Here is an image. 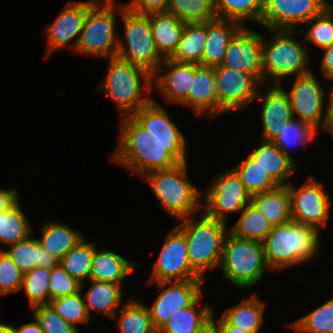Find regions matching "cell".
<instances>
[{"instance_id":"47","label":"cell","mask_w":333,"mask_h":333,"mask_svg":"<svg viewBox=\"0 0 333 333\" xmlns=\"http://www.w3.org/2000/svg\"><path fill=\"white\" fill-rule=\"evenodd\" d=\"M23 273L10 257L0 250V295L13 294L21 291Z\"/></svg>"},{"instance_id":"12","label":"cell","mask_w":333,"mask_h":333,"mask_svg":"<svg viewBox=\"0 0 333 333\" xmlns=\"http://www.w3.org/2000/svg\"><path fill=\"white\" fill-rule=\"evenodd\" d=\"M214 73L218 84V116L246 109L249 104L254 103L263 83L255 75L221 65L214 67Z\"/></svg>"},{"instance_id":"23","label":"cell","mask_w":333,"mask_h":333,"mask_svg":"<svg viewBox=\"0 0 333 333\" xmlns=\"http://www.w3.org/2000/svg\"><path fill=\"white\" fill-rule=\"evenodd\" d=\"M261 142V146L249 155L277 185H288L290 177L297 170L294 158L285 155L272 141Z\"/></svg>"},{"instance_id":"20","label":"cell","mask_w":333,"mask_h":333,"mask_svg":"<svg viewBox=\"0 0 333 333\" xmlns=\"http://www.w3.org/2000/svg\"><path fill=\"white\" fill-rule=\"evenodd\" d=\"M258 98L263 102L261 105L262 140L273 141L284 124L294 118L289 98L279 85H270L263 96L260 91L255 100Z\"/></svg>"},{"instance_id":"27","label":"cell","mask_w":333,"mask_h":333,"mask_svg":"<svg viewBox=\"0 0 333 333\" xmlns=\"http://www.w3.org/2000/svg\"><path fill=\"white\" fill-rule=\"evenodd\" d=\"M202 295L191 305L177 310L157 333H197L206 327L212 319L213 308L208 304L199 308Z\"/></svg>"},{"instance_id":"10","label":"cell","mask_w":333,"mask_h":333,"mask_svg":"<svg viewBox=\"0 0 333 333\" xmlns=\"http://www.w3.org/2000/svg\"><path fill=\"white\" fill-rule=\"evenodd\" d=\"M292 220L315 228L317 231L327 226L330 218V195L324 190V184L310 176L297 189L289 183Z\"/></svg>"},{"instance_id":"42","label":"cell","mask_w":333,"mask_h":333,"mask_svg":"<svg viewBox=\"0 0 333 333\" xmlns=\"http://www.w3.org/2000/svg\"><path fill=\"white\" fill-rule=\"evenodd\" d=\"M50 269L36 267L23 273L21 290L29 300L30 307L49 304V283Z\"/></svg>"},{"instance_id":"15","label":"cell","mask_w":333,"mask_h":333,"mask_svg":"<svg viewBox=\"0 0 333 333\" xmlns=\"http://www.w3.org/2000/svg\"><path fill=\"white\" fill-rule=\"evenodd\" d=\"M329 5L328 0H263L259 25L265 29L296 30Z\"/></svg>"},{"instance_id":"4","label":"cell","mask_w":333,"mask_h":333,"mask_svg":"<svg viewBox=\"0 0 333 333\" xmlns=\"http://www.w3.org/2000/svg\"><path fill=\"white\" fill-rule=\"evenodd\" d=\"M275 36L271 41L262 36L263 84L270 82L280 85L287 76H301L312 71L309 66L310 57L307 46L297 41L296 32L302 30L266 29ZM295 31V32H294Z\"/></svg>"},{"instance_id":"43","label":"cell","mask_w":333,"mask_h":333,"mask_svg":"<svg viewBox=\"0 0 333 333\" xmlns=\"http://www.w3.org/2000/svg\"><path fill=\"white\" fill-rule=\"evenodd\" d=\"M305 26L310 29L301 39L302 43L311 42L320 49L329 47L333 43V5L330 4L319 15L311 18Z\"/></svg>"},{"instance_id":"48","label":"cell","mask_w":333,"mask_h":333,"mask_svg":"<svg viewBox=\"0 0 333 333\" xmlns=\"http://www.w3.org/2000/svg\"><path fill=\"white\" fill-rule=\"evenodd\" d=\"M169 0H130L126 7L137 14L166 12Z\"/></svg>"},{"instance_id":"32","label":"cell","mask_w":333,"mask_h":333,"mask_svg":"<svg viewBox=\"0 0 333 333\" xmlns=\"http://www.w3.org/2000/svg\"><path fill=\"white\" fill-rule=\"evenodd\" d=\"M206 39L207 21L185 24L177 50L170 59L200 65Z\"/></svg>"},{"instance_id":"53","label":"cell","mask_w":333,"mask_h":333,"mask_svg":"<svg viewBox=\"0 0 333 333\" xmlns=\"http://www.w3.org/2000/svg\"><path fill=\"white\" fill-rule=\"evenodd\" d=\"M12 333H43V331L39 327L37 321L34 319L33 322L22 324L17 328L12 326Z\"/></svg>"},{"instance_id":"35","label":"cell","mask_w":333,"mask_h":333,"mask_svg":"<svg viewBox=\"0 0 333 333\" xmlns=\"http://www.w3.org/2000/svg\"><path fill=\"white\" fill-rule=\"evenodd\" d=\"M85 238H82L59 261V264L70 276L82 283V288L84 281H89L95 251V243L88 242Z\"/></svg>"},{"instance_id":"36","label":"cell","mask_w":333,"mask_h":333,"mask_svg":"<svg viewBox=\"0 0 333 333\" xmlns=\"http://www.w3.org/2000/svg\"><path fill=\"white\" fill-rule=\"evenodd\" d=\"M214 9L217 18L236 21L242 26L245 20L260 24L263 0H214Z\"/></svg>"},{"instance_id":"6","label":"cell","mask_w":333,"mask_h":333,"mask_svg":"<svg viewBox=\"0 0 333 333\" xmlns=\"http://www.w3.org/2000/svg\"><path fill=\"white\" fill-rule=\"evenodd\" d=\"M187 161L166 170L151 171L146 178L153 194L170 216L179 220L200 211L201 192L187 178Z\"/></svg>"},{"instance_id":"44","label":"cell","mask_w":333,"mask_h":333,"mask_svg":"<svg viewBox=\"0 0 333 333\" xmlns=\"http://www.w3.org/2000/svg\"><path fill=\"white\" fill-rule=\"evenodd\" d=\"M49 304L62 319L75 328L80 323L88 324L91 321L81 291L51 300Z\"/></svg>"},{"instance_id":"50","label":"cell","mask_w":333,"mask_h":333,"mask_svg":"<svg viewBox=\"0 0 333 333\" xmlns=\"http://www.w3.org/2000/svg\"><path fill=\"white\" fill-rule=\"evenodd\" d=\"M322 50H324L320 61L322 75L326 79L333 80V43Z\"/></svg>"},{"instance_id":"49","label":"cell","mask_w":333,"mask_h":333,"mask_svg":"<svg viewBox=\"0 0 333 333\" xmlns=\"http://www.w3.org/2000/svg\"><path fill=\"white\" fill-rule=\"evenodd\" d=\"M19 194L16 189H1L0 188V212L8 211L15 206L19 201Z\"/></svg>"},{"instance_id":"51","label":"cell","mask_w":333,"mask_h":333,"mask_svg":"<svg viewBox=\"0 0 333 333\" xmlns=\"http://www.w3.org/2000/svg\"><path fill=\"white\" fill-rule=\"evenodd\" d=\"M211 321L213 322L217 333H248L235 326L229 325L222 317L215 321L214 314L212 315Z\"/></svg>"},{"instance_id":"3","label":"cell","mask_w":333,"mask_h":333,"mask_svg":"<svg viewBox=\"0 0 333 333\" xmlns=\"http://www.w3.org/2000/svg\"><path fill=\"white\" fill-rule=\"evenodd\" d=\"M107 60H109L107 75L98 86L99 90L112 99L122 117L132 116L152 101L149 96L145 98L142 96L144 91L149 94L152 92L153 75L145 68L117 57Z\"/></svg>"},{"instance_id":"26","label":"cell","mask_w":333,"mask_h":333,"mask_svg":"<svg viewBox=\"0 0 333 333\" xmlns=\"http://www.w3.org/2000/svg\"><path fill=\"white\" fill-rule=\"evenodd\" d=\"M8 248L4 252L22 273L36 267L51 269L59 264V260L40 246L38 239L31 235Z\"/></svg>"},{"instance_id":"11","label":"cell","mask_w":333,"mask_h":333,"mask_svg":"<svg viewBox=\"0 0 333 333\" xmlns=\"http://www.w3.org/2000/svg\"><path fill=\"white\" fill-rule=\"evenodd\" d=\"M201 196L205 197L204 212L226 224L229 213H240L251 202V195L234 168L213 178L206 193L201 192Z\"/></svg>"},{"instance_id":"16","label":"cell","mask_w":333,"mask_h":333,"mask_svg":"<svg viewBox=\"0 0 333 333\" xmlns=\"http://www.w3.org/2000/svg\"><path fill=\"white\" fill-rule=\"evenodd\" d=\"M203 281L204 279L148 282L150 285H157L159 290L162 289L154 304L150 307L147 305L153 327L158 330L177 310L191 306L203 293Z\"/></svg>"},{"instance_id":"25","label":"cell","mask_w":333,"mask_h":333,"mask_svg":"<svg viewBox=\"0 0 333 333\" xmlns=\"http://www.w3.org/2000/svg\"><path fill=\"white\" fill-rule=\"evenodd\" d=\"M146 15L157 51L163 59H170L177 50L185 23L167 12Z\"/></svg>"},{"instance_id":"8","label":"cell","mask_w":333,"mask_h":333,"mask_svg":"<svg viewBox=\"0 0 333 333\" xmlns=\"http://www.w3.org/2000/svg\"><path fill=\"white\" fill-rule=\"evenodd\" d=\"M124 28L123 39L119 37L116 57L141 66L152 75L163 63L151 33L149 17L131 12L126 5H118Z\"/></svg>"},{"instance_id":"21","label":"cell","mask_w":333,"mask_h":333,"mask_svg":"<svg viewBox=\"0 0 333 333\" xmlns=\"http://www.w3.org/2000/svg\"><path fill=\"white\" fill-rule=\"evenodd\" d=\"M217 89L214 68L194 64V77L189 96L182 105L191 107L197 116L206 115L214 119L218 116Z\"/></svg>"},{"instance_id":"24","label":"cell","mask_w":333,"mask_h":333,"mask_svg":"<svg viewBox=\"0 0 333 333\" xmlns=\"http://www.w3.org/2000/svg\"><path fill=\"white\" fill-rule=\"evenodd\" d=\"M135 262L108 249H98L92 259L89 281L110 282L122 285V281L134 270Z\"/></svg>"},{"instance_id":"1","label":"cell","mask_w":333,"mask_h":333,"mask_svg":"<svg viewBox=\"0 0 333 333\" xmlns=\"http://www.w3.org/2000/svg\"><path fill=\"white\" fill-rule=\"evenodd\" d=\"M120 121V140L111 161L130 169L132 174L142 177L187 161L184 135L155 100Z\"/></svg>"},{"instance_id":"28","label":"cell","mask_w":333,"mask_h":333,"mask_svg":"<svg viewBox=\"0 0 333 333\" xmlns=\"http://www.w3.org/2000/svg\"><path fill=\"white\" fill-rule=\"evenodd\" d=\"M91 287L82 293L86 310L91 317V311H97L110 319L117 316L118 309L122 306V285L110 282L89 281Z\"/></svg>"},{"instance_id":"7","label":"cell","mask_w":333,"mask_h":333,"mask_svg":"<svg viewBox=\"0 0 333 333\" xmlns=\"http://www.w3.org/2000/svg\"><path fill=\"white\" fill-rule=\"evenodd\" d=\"M219 268L223 278L237 288H250L271 270L266 262L264 245L254 240L228 235L221 254Z\"/></svg>"},{"instance_id":"38","label":"cell","mask_w":333,"mask_h":333,"mask_svg":"<svg viewBox=\"0 0 333 333\" xmlns=\"http://www.w3.org/2000/svg\"><path fill=\"white\" fill-rule=\"evenodd\" d=\"M166 12L185 24L216 18L214 0H169Z\"/></svg>"},{"instance_id":"5","label":"cell","mask_w":333,"mask_h":333,"mask_svg":"<svg viewBox=\"0 0 333 333\" xmlns=\"http://www.w3.org/2000/svg\"><path fill=\"white\" fill-rule=\"evenodd\" d=\"M200 220L192 216L176 225L185 235L191 267L204 278V272L219 267L225 241L230 234L227 224L209 217L204 211ZM202 218V219H201Z\"/></svg>"},{"instance_id":"22","label":"cell","mask_w":333,"mask_h":333,"mask_svg":"<svg viewBox=\"0 0 333 333\" xmlns=\"http://www.w3.org/2000/svg\"><path fill=\"white\" fill-rule=\"evenodd\" d=\"M241 27V24L232 20L217 17L207 20V39L200 66L214 68L221 65L227 45Z\"/></svg>"},{"instance_id":"40","label":"cell","mask_w":333,"mask_h":333,"mask_svg":"<svg viewBox=\"0 0 333 333\" xmlns=\"http://www.w3.org/2000/svg\"><path fill=\"white\" fill-rule=\"evenodd\" d=\"M234 169L251 196L272 190L278 186L250 155Z\"/></svg>"},{"instance_id":"54","label":"cell","mask_w":333,"mask_h":333,"mask_svg":"<svg viewBox=\"0 0 333 333\" xmlns=\"http://www.w3.org/2000/svg\"><path fill=\"white\" fill-rule=\"evenodd\" d=\"M197 333H217L216 328L211 321L206 327H204L202 330H200Z\"/></svg>"},{"instance_id":"14","label":"cell","mask_w":333,"mask_h":333,"mask_svg":"<svg viewBox=\"0 0 333 333\" xmlns=\"http://www.w3.org/2000/svg\"><path fill=\"white\" fill-rule=\"evenodd\" d=\"M279 86L287 93L294 118L297 115L296 119L308 123L318 132L320 128H324L326 112L323 109L326 93L313 72L296 76L290 92H287L281 84Z\"/></svg>"},{"instance_id":"2","label":"cell","mask_w":333,"mask_h":333,"mask_svg":"<svg viewBox=\"0 0 333 333\" xmlns=\"http://www.w3.org/2000/svg\"><path fill=\"white\" fill-rule=\"evenodd\" d=\"M319 231L291 220L273 226L264 245L265 259L271 271H282L294 265L305 264L319 250Z\"/></svg>"},{"instance_id":"9","label":"cell","mask_w":333,"mask_h":333,"mask_svg":"<svg viewBox=\"0 0 333 333\" xmlns=\"http://www.w3.org/2000/svg\"><path fill=\"white\" fill-rule=\"evenodd\" d=\"M115 0H97L87 12L75 52L94 57L113 58L117 55L118 39L115 34Z\"/></svg>"},{"instance_id":"46","label":"cell","mask_w":333,"mask_h":333,"mask_svg":"<svg viewBox=\"0 0 333 333\" xmlns=\"http://www.w3.org/2000/svg\"><path fill=\"white\" fill-rule=\"evenodd\" d=\"M49 303L59 297L72 295L82 290V283L70 276L63 267L58 264L50 269L48 283Z\"/></svg>"},{"instance_id":"34","label":"cell","mask_w":333,"mask_h":333,"mask_svg":"<svg viewBox=\"0 0 333 333\" xmlns=\"http://www.w3.org/2000/svg\"><path fill=\"white\" fill-rule=\"evenodd\" d=\"M116 325L120 333H157L147 305L133 298L123 303Z\"/></svg>"},{"instance_id":"19","label":"cell","mask_w":333,"mask_h":333,"mask_svg":"<svg viewBox=\"0 0 333 333\" xmlns=\"http://www.w3.org/2000/svg\"><path fill=\"white\" fill-rule=\"evenodd\" d=\"M193 77L194 63H180L164 59L152 76V86H156L153 89H157L163 94L165 101L182 104L189 96Z\"/></svg>"},{"instance_id":"55","label":"cell","mask_w":333,"mask_h":333,"mask_svg":"<svg viewBox=\"0 0 333 333\" xmlns=\"http://www.w3.org/2000/svg\"><path fill=\"white\" fill-rule=\"evenodd\" d=\"M0 333H12V326L0 322Z\"/></svg>"},{"instance_id":"45","label":"cell","mask_w":333,"mask_h":333,"mask_svg":"<svg viewBox=\"0 0 333 333\" xmlns=\"http://www.w3.org/2000/svg\"><path fill=\"white\" fill-rule=\"evenodd\" d=\"M33 319L37 321L43 333H79L78 328L62 319L50 304L31 308Z\"/></svg>"},{"instance_id":"30","label":"cell","mask_w":333,"mask_h":333,"mask_svg":"<svg viewBox=\"0 0 333 333\" xmlns=\"http://www.w3.org/2000/svg\"><path fill=\"white\" fill-rule=\"evenodd\" d=\"M40 230L41 238H38L40 246L47 249L59 261L84 238L82 231L74 230L60 220L46 222Z\"/></svg>"},{"instance_id":"39","label":"cell","mask_w":333,"mask_h":333,"mask_svg":"<svg viewBox=\"0 0 333 333\" xmlns=\"http://www.w3.org/2000/svg\"><path fill=\"white\" fill-rule=\"evenodd\" d=\"M288 326L299 333H333V298Z\"/></svg>"},{"instance_id":"37","label":"cell","mask_w":333,"mask_h":333,"mask_svg":"<svg viewBox=\"0 0 333 333\" xmlns=\"http://www.w3.org/2000/svg\"><path fill=\"white\" fill-rule=\"evenodd\" d=\"M31 225L19 202L0 212V243L10 246L26 239L33 231Z\"/></svg>"},{"instance_id":"13","label":"cell","mask_w":333,"mask_h":333,"mask_svg":"<svg viewBox=\"0 0 333 333\" xmlns=\"http://www.w3.org/2000/svg\"><path fill=\"white\" fill-rule=\"evenodd\" d=\"M149 282L203 279L190 265L184 233L175 226L167 234Z\"/></svg>"},{"instance_id":"31","label":"cell","mask_w":333,"mask_h":333,"mask_svg":"<svg viewBox=\"0 0 333 333\" xmlns=\"http://www.w3.org/2000/svg\"><path fill=\"white\" fill-rule=\"evenodd\" d=\"M253 294L227 309L221 317L232 326L248 333H259L264 323L265 303Z\"/></svg>"},{"instance_id":"52","label":"cell","mask_w":333,"mask_h":333,"mask_svg":"<svg viewBox=\"0 0 333 333\" xmlns=\"http://www.w3.org/2000/svg\"><path fill=\"white\" fill-rule=\"evenodd\" d=\"M328 106L326 109V124L323 130L329 131L333 134V86L329 92Z\"/></svg>"},{"instance_id":"17","label":"cell","mask_w":333,"mask_h":333,"mask_svg":"<svg viewBox=\"0 0 333 333\" xmlns=\"http://www.w3.org/2000/svg\"><path fill=\"white\" fill-rule=\"evenodd\" d=\"M221 66L255 75L263 82L262 34L242 26L227 45Z\"/></svg>"},{"instance_id":"41","label":"cell","mask_w":333,"mask_h":333,"mask_svg":"<svg viewBox=\"0 0 333 333\" xmlns=\"http://www.w3.org/2000/svg\"><path fill=\"white\" fill-rule=\"evenodd\" d=\"M319 132L308 123L293 118L287 124H284L279 135L272 141L285 155L292 158L289 148L292 145H304L311 142ZM296 145V146H297Z\"/></svg>"},{"instance_id":"33","label":"cell","mask_w":333,"mask_h":333,"mask_svg":"<svg viewBox=\"0 0 333 333\" xmlns=\"http://www.w3.org/2000/svg\"><path fill=\"white\" fill-rule=\"evenodd\" d=\"M240 217L229 232L237 238L264 242L272 224L251 202L240 212Z\"/></svg>"},{"instance_id":"29","label":"cell","mask_w":333,"mask_h":333,"mask_svg":"<svg viewBox=\"0 0 333 333\" xmlns=\"http://www.w3.org/2000/svg\"><path fill=\"white\" fill-rule=\"evenodd\" d=\"M251 203L261 211L272 226L292 220L287 185H278L272 190L252 195Z\"/></svg>"},{"instance_id":"18","label":"cell","mask_w":333,"mask_h":333,"mask_svg":"<svg viewBox=\"0 0 333 333\" xmlns=\"http://www.w3.org/2000/svg\"><path fill=\"white\" fill-rule=\"evenodd\" d=\"M97 0H88L84 2L68 1L54 22L46 28L47 49L45 51V59L61 47L68 46L75 52L76 45L83 27L84 19L88 9ZM73 40V43L68 45Z\"/></svg>"}]
</instances>
